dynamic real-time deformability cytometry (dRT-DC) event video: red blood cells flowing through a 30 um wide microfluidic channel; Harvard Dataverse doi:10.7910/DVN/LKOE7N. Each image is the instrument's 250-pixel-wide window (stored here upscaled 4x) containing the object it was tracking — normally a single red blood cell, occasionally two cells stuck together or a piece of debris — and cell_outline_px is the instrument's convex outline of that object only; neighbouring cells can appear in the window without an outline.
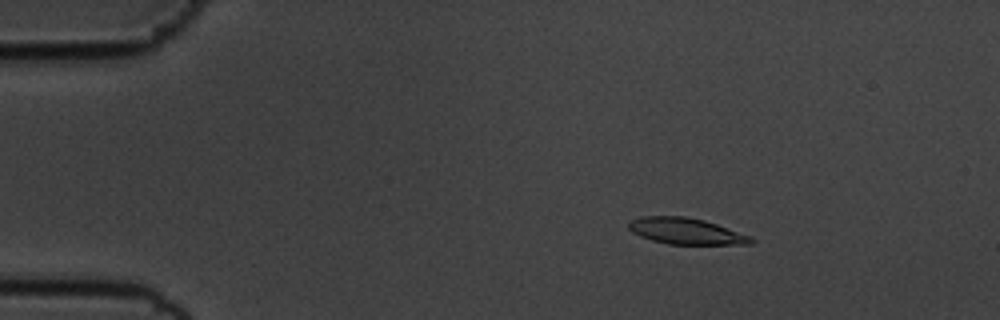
{"species": "common noctule bat (a hibernating species)", "species_latin": "Nyctalus noctula", "temperature_condition": "cold", "stored_images_in_passage": 56, "camera_frame_rate_fps": 3000, "um_per_image_px": 0.085, "animal": {"sex": "male", "body_mass_g": 19.5, "forearm_length_mm": 54.6}, "frame": {"image": 1, "passage_image": 9, "time_ms": 2.667, "image_size_px": [1000, 320], "cell_outline_px": [[756, 240], [752, 244], [668, 244], [652, 240], [640, 236], [632, 232], [628, 228], [628, 224], [632, 220], [640, 216], [684, 216], [704, 220], [752, 236]], "centroid_in_image_um": [58.32, 19.65], "position_along_channel_um": 26.7, "area_um2": 18.73}}
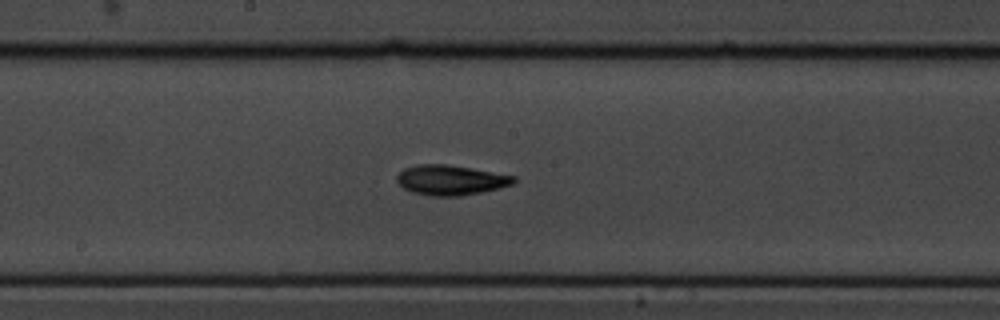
{"frame": {"image": 2, "passage_image": 30, "time_ms": 9.667, "image_size_px": [1000, 320], "cell_outline_px": [[516, 180], [512, 184], [500, 188], [460, 196], [428, 196], [412, 192], [404, 188], [396, 180], [396, 176], [404, 168], [416, 164], [444, 164], [516, 176]], "centroid_in_image_um": [38.28, 15.31], "position_along_channel_um": 209.9, "area_um2": 20.29}}
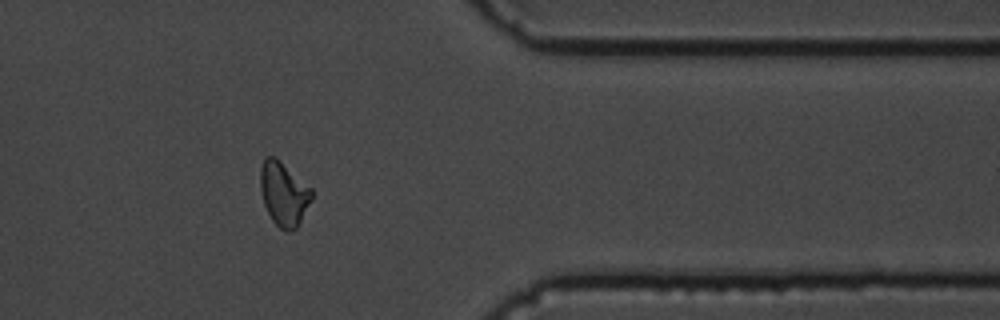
{"frame": {"image": 3, "passage_image": 46, "time_ms": 15.0, "image_size_px": [1000, 320], "cell_outline_px": [[312, 200], [296, 228], [288, 232], [284, 232], [272, 220], [264, 204], [260, 188], [260, 168], [264, 156], [276, 156], [312, 188]], "centroid_in_image_um": [24.11, 16.44], "position_along_channel_um": 387.3, "area_um2": 19.31}, "authors_computed_cell_mechanics": {"area_um2": 19.0162, "velocity_mm_per_s": 3.5897, "shape_relaxation_time_tau1_ms": 3.0159, "shape_relaxation_time_tau2_ms": 5.6153, "deformation_change_tau1": 0.1344, "deformation_change_tau2": 0.1265}}